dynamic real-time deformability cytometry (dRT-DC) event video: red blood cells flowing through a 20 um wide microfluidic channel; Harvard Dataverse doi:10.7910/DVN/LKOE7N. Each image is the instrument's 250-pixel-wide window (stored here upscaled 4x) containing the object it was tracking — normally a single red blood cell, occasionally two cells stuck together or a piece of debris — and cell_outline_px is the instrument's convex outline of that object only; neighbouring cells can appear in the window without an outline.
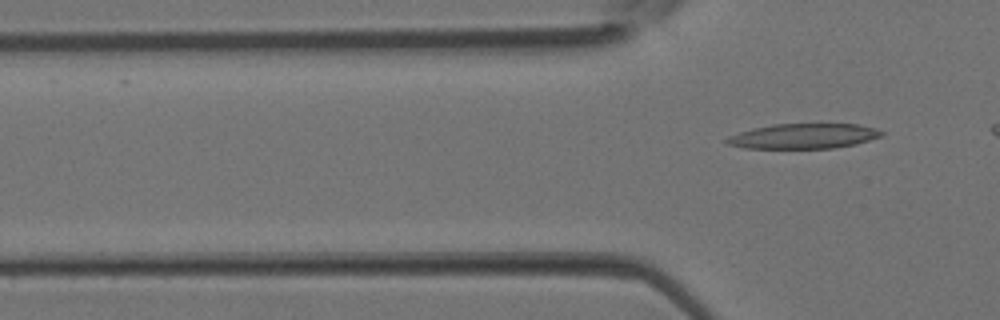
{"species": "Egyptian fruit bat (a non-hibernating species)", "species_latin": "Rousettus aegyptiacus", "temperature_condition": "room temperature", "stored_images_in_passage": 3, "camera_frame_rate_fps": 3000, "um_per_image_px": 0.085, "animal": {"sex": "female"}, "frame": {"image": 1, "passage_image": 3, "time_ms": 0.667, "image_size_px": [1000, 320], "cell_outline_px": [[884, 136], [856, 144], [832, 148], [744, 148], [728, 144], [724, 140], [728, 136], [752, 128], [772, 124], [856, 124], [876, 128], [884, 132]], "centroid_in_image_um": [68.32, 11.57], "position_along_channel_um": 57.5, "area_um2": 22.66}}